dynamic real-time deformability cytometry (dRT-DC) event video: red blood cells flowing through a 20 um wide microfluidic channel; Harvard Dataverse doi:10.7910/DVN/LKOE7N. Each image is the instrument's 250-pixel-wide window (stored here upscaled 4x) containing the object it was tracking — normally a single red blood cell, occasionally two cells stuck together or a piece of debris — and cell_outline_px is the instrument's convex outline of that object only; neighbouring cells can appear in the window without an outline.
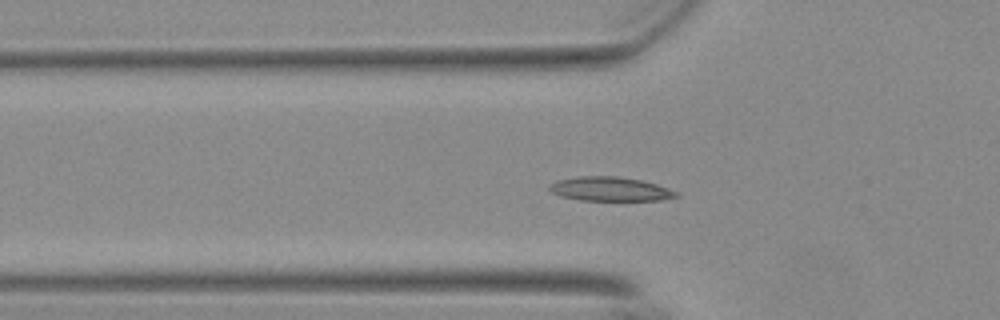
{"species": "Egyptian fruit bat (a non-hibernating species)", "species_latin": "Rousettus aegyptiacus", "temperature_condition": "warm", "stored_images_in_passage": 40, "camera_frame_rate_fps": 3000, "um_per_image_px": 0.085, "animal": {"sex": "female"}, "frame": {"image": 1, "passage_image": 3, "time_ms": 0.667, "image_size_px": [1000, 320], "cell_outline_px": [[680, 196], [660, 200], [580, 200], [560, 196], [552, 192], [548, 188], [548, 184], [556, 180], [580, 176], [616, 176], [640, 180], [656, 184], [680, 192]], "centroid_in_image_um": [51.85, 16.06], "position_along_channel_um": 73.9, "area_um2": 17.86}}
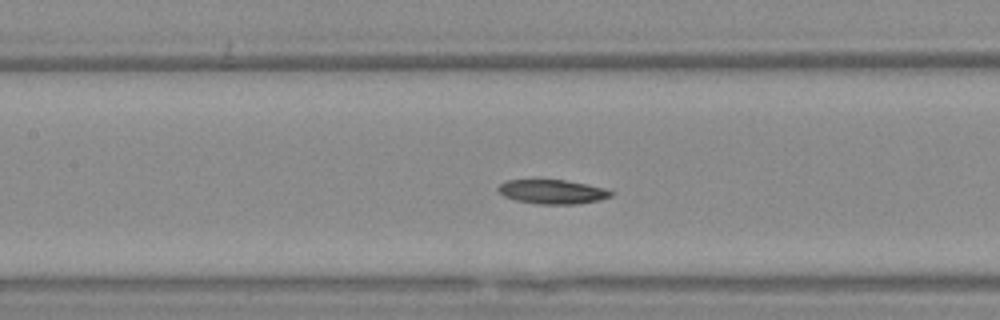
{"frame": {"image": 2, "passage_image": 10, "time_ms": 3.0, "image_size_px": [1000, 320], "cell_outline_px": [[616, 192], [612, 196], [596, 200], [576, 204], [536, 204], [516, 200], [504, 196], [496, 188], [500, 184], [508, 180], [564, 180], [604, 188]], "centroid_in_image_um": [46.94, 16.3], "position_along_channel_um": 160.5, "area_um2": 15.72}}
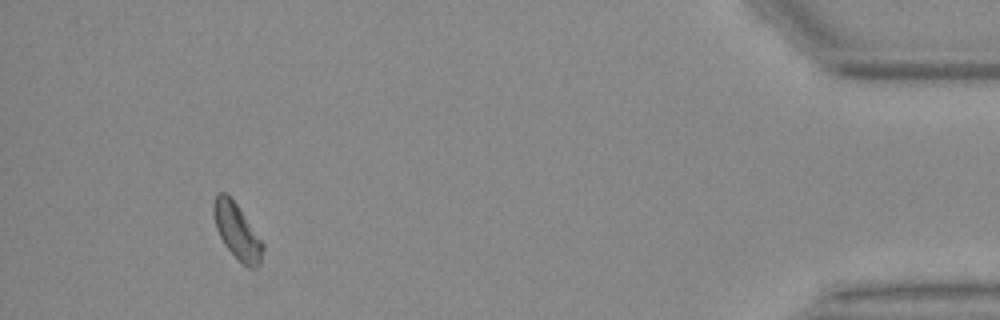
{"frame": {"image": 3, "passage_image": 36, "time_ms": 11.667, "image_size_px": [1000, 320], "cell_outline_px": [[264, 248], [260, 264], [256, 268], [248, 268], [224, 244], [216, 228], [212, 212], [212, 204], [216, 192], [224, 192], [236, 204], [264, 244]], "centroid_in_image_um": [20.13, 19.65], "position_along_channel_um": 415.1, "area_um2": 15.66}}